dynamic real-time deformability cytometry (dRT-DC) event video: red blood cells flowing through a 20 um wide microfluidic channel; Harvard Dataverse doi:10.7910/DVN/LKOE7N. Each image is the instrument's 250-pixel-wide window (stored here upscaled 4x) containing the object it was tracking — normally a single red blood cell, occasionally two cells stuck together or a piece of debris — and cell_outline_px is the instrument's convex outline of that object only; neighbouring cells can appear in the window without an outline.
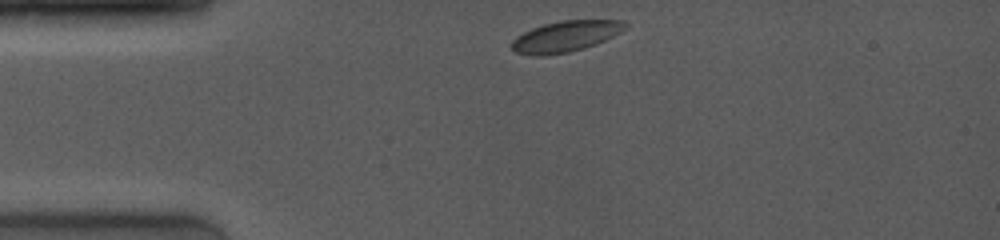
{"species": "common noctule bat (a hibernating species)", "species_latin": "Nyctalus noctula", "temperature_condition": "room temperature", "stored_images_in_passage": 11, "camera_frame_rate_fps": 4000, "um_per_image_px": 0.085, "animal": {"sex": "female", "body_mass_g": 19.0, "forearm_length_mm": 53.3}, "frame": {"image": 1, "passage_image": 1, "time_ms": 0.0, "image_size_px": [1000, 240], "cell_outline_px": [[628, 28], [596, 44], [584, 48], [568, 52], [544, 56], [536, 56], [516, 52], [512, 48], [512, 40], [516, 36], [532, 28], [544, 24], [560, 20], [624, 20], [628, 24]], "centroid_in_image_um": [48.09, 3.08], "position_along_channel_um": 36.9, "area_um2": 20.46}}
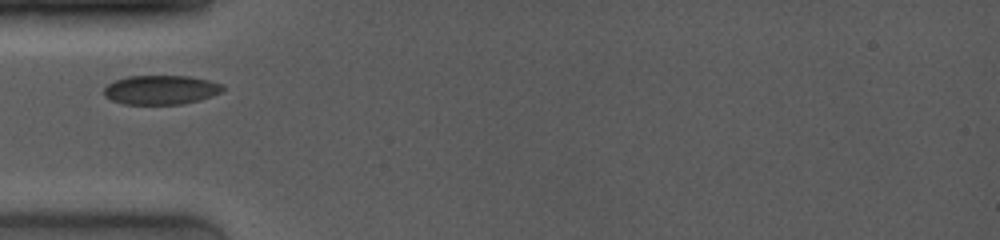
{"frame": {"image": 2, "passage_image": 4, "time_ms": 1.75, "image_size_px": [1000, 240], "cell_outline_px": [[224, 88], [220, 92], [212, 96], [200, 100], [184, 104], [124, 104], [112, 100], [104, 96], [104, 88], [108, 84], [116, 80], [128, 76], [188, 76], [208, 80], [224, 84]], "centroid_in_image_um": [13.69, 7.64], "position_along_channel_um": 71.3, "area_um2": 20.23}}
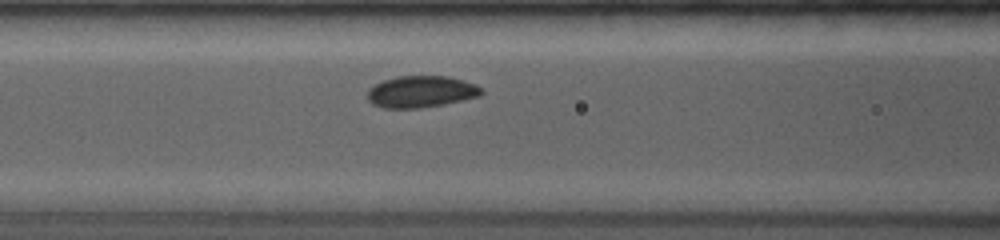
{"frame": {"image": 3, "passage_image": 7, "time_ms": 3.25, "image_size_px": [1000, 240], "cell_outline_px": [[484, 92], [480, 96], [444, 104], [420, 108], [384, 108], [372, 104], [368, 100], [368, 88], [384, 80], [396, 76], [448, 76], [464, 80], [476, 84], [484, 88]], "centroid_in_image_um": [35.82, 7.79], "position_along_channel_um": 130.8, "area_um2": 21.21}}